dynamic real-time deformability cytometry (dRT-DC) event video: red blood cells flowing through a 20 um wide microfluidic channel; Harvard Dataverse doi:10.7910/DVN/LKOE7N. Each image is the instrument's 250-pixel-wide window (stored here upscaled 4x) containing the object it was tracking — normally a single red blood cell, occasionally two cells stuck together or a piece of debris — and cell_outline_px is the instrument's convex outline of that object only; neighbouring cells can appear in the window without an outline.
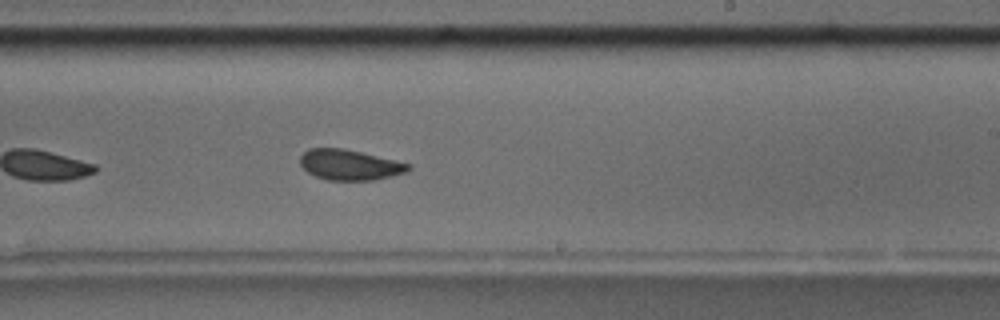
{"species": "common noctule bat (a hibernating species)", "species_latin": "Nyctalus noctula", "temperature_condition": "room temperature", "stored_images_in_passage": 33, "camera_frame_rate_fps": 3000, "um_per_image_px": 0.085, "animal": {"sex": "male", "body_mass_g": 17.5, "forearm_length_mm": 52.3}, "frame": {"image": 1, "passage_image": 19, "time_ms": 6.0, "image_size_px": [1000, 320], "cell_outline_px": [[412, 168], [408, 172], [392, 176], [372, 180], [328, 180], [316, 176], [308, 172], [300, 164], [300, 156], [308, 148], [344, 148], [396, 160], [412, 164]], "centroid_in_image_um": [29.76, 14.0], "position_along_channel_um": 259.2, "area_um2": 19.31}, "authors_computed_cell_mechanics": {"area_um2": 19.363, "velocity_mm_per_s": 3.7139, "shape_relaxation_time_tau1_ms": 6.5538, "shape_relaxation_time_tau2_ms": 1.8263, "deformation_change_tau1": 0.1351, "deformation_change_tau2": 0.0706}}